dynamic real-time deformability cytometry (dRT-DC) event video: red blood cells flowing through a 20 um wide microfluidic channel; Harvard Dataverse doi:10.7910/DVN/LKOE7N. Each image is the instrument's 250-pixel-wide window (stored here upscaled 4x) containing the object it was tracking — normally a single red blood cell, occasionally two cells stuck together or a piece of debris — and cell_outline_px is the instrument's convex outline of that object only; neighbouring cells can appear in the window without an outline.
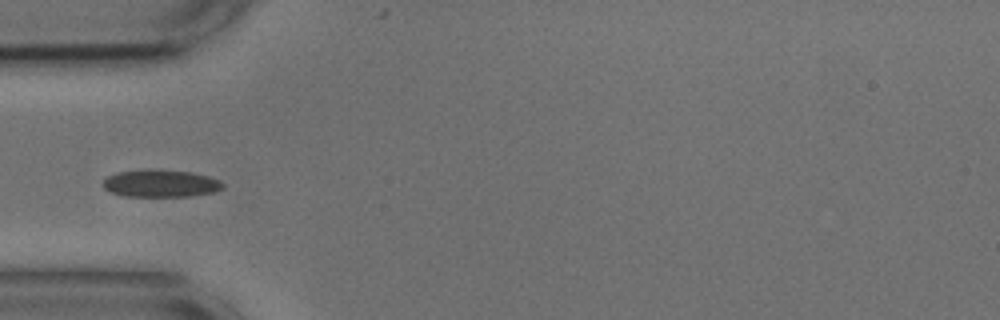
{"species": "common noctule bat (a hibernating species)", "species_latin": "Nyctalus noctula", "temperature_condition": "cold", "stored_images_in_passage": 11, "camera_frame_rate_fps": 3000, "um_per_image_px": 0.085, "animal": {"sex": "male", "body_mass_g": 17.9, "forearm_length_mm": 54.2}, "frame": {"image": 1, "passage_image": 1, "time_ms": 0.0, "image_size_px": [1000, 320], "cell_outline_px": [[224, 188], [212, 192], [192, 196], [124, 196], [112, 192], [104, 188], [100, 184], [108, 176], [116, 172], [148, 168], [188, 172], [208, 176], [220, 180], [224, 184]], "centroid_in_image_um": [13.63, 15.58], "position_along_channel_um": 71.4, "area_um2": 19.25}}